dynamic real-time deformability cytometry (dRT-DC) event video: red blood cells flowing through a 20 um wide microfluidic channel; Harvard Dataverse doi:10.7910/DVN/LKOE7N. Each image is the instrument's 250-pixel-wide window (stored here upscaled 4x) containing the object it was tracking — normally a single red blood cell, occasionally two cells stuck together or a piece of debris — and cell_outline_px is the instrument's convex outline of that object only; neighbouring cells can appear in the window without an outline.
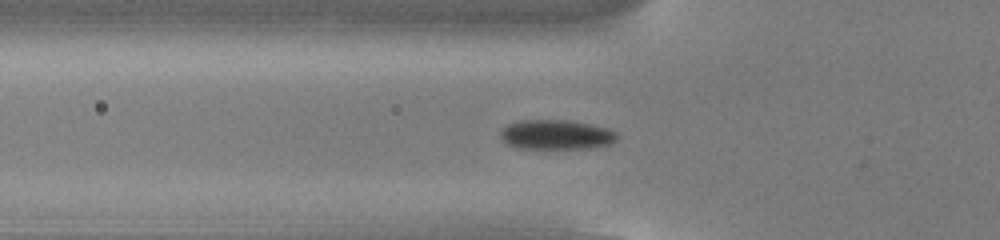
{"species": "common noctule bat (a hibernating species)", "species_latin": "Nyctalus noctula", "temperature_condition": "cold", "stored_images_in_passage": 54, "camera_frame_rate_fps": 3000, "um_per_image_px": 0.085, "animal": {"sex": "male", "body_mass_g": 13.0, "forearm_length_mm": 53.1}, "frame": {"image": 1, "passage_image": 19, "time_ms": 6.0, "image_size_px": [1000, 240], "cell_outline_px": [[620, 136], [612, 144], [588, 148], [516, 148], [504, 144], [500, 136], [500, 132], [508, 124], [520, 120], [568, 120], [592, 124], [608, 128], [616, 132]], "centroid_in_image_um": [47.29, 11.45], "position_along_channel_um": 78.5, "area_um2": 20.4}}
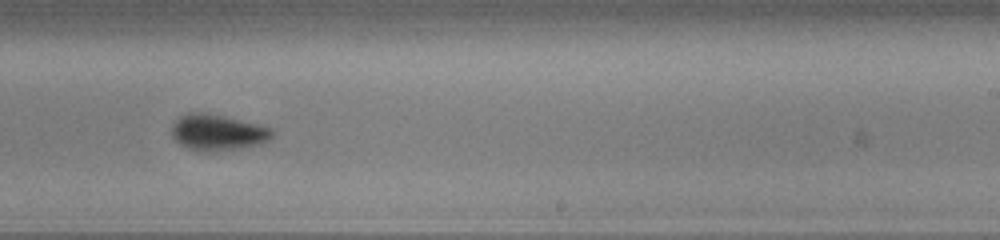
{"frame": {"image": 2, "passage_image": 34, "time_ms": 11.0, "image_size_px": [1000, 240], "cell_outline_px": [[272, 136], [268, 140], [260, 144], [240, 148], [208, 152], [200, 152], [188, 148], [180, 144], [172, 136], [172, 124], [184, 112], [200, 112], [224, 116], [272, 128]], "centroid_in_image_um": [18.46, 11.26], "position_along_channel_um": 270.5, "area_um2": 21.04}}
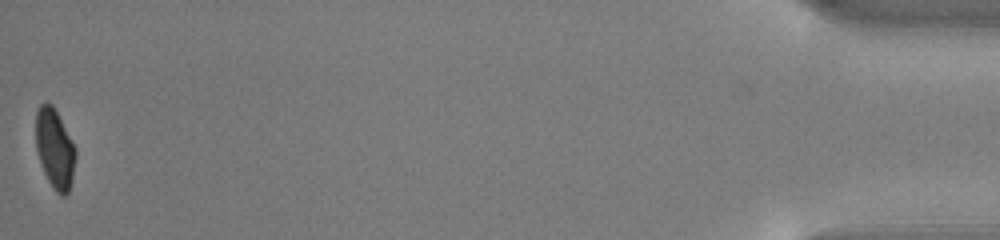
{"frame": {"image": 3, "passage_image": 54, "time_ms": 17.667, "image_size_px": [1000, 240], "cell_outline_px": [[76, 156], [72, 180], [68, 192], [64, 196], [60, 196], [56, 192], [48, 180], [40, 164], [36, 148], [36, 112], [40, 104], [44, 100], [48, 100], [52, 104], [76, 148]], "centroid_in_image_um": [4.65, 12.62], "position_along_channel_um": 430.6, "area_um2": 18.55}, "authors_computed_cell_mechanics": {"area_um2": 19.6231, "velocity_mm_per_s": 3.8388, "shape_relaxation_time_tau1_ms": 2.2201, "shape_relaxation_time_tau2_ms": null, "deformation_change_tau1": 0.1112, "deformation_change_tau2": null}}